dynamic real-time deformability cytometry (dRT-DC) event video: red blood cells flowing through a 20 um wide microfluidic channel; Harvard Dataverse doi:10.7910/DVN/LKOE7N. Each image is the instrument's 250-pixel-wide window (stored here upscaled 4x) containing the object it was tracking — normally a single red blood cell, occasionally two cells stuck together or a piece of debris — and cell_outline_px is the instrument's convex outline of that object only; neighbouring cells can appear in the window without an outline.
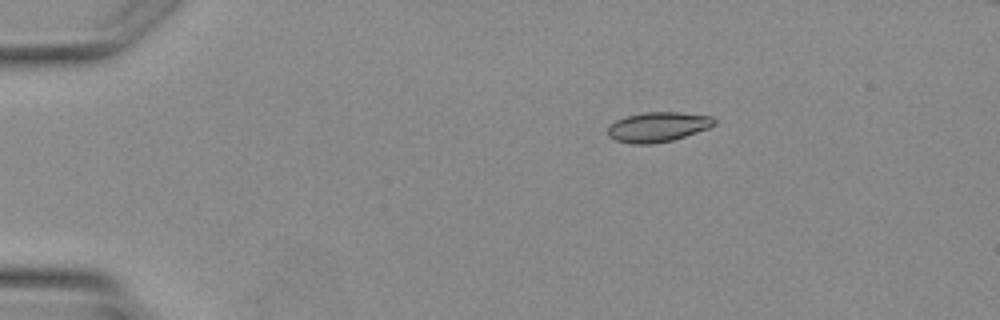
{"species": "Egyptian fruit bat (a non-hibernating species)", "species_latin": "Rousettus aegyptiacus", "temperature_condition": "warm", "stored_images_in_passage": 4, "camera_frame_rate_fps": 3000, "um_per_image_px": 0.085, "animal": {"sex": "female"}, "frame": {"image": 1, "passage_image": 4, "time_ms": 3.667, "image_size_px": [1000, 320], "cell_outline_px": [[716, 124], [708, 128], [672, 140], [652, 144], [632, 144], [616, 140], [608, 136], [608, 128], [616, 120], [628, 116], [644, 112], [676, 112], [712, 116], [716, 120]], "centroid_in_image_um": [55.92, 10.79], "position_along_channel_um": 29.1, "area_um2": 18.32}}